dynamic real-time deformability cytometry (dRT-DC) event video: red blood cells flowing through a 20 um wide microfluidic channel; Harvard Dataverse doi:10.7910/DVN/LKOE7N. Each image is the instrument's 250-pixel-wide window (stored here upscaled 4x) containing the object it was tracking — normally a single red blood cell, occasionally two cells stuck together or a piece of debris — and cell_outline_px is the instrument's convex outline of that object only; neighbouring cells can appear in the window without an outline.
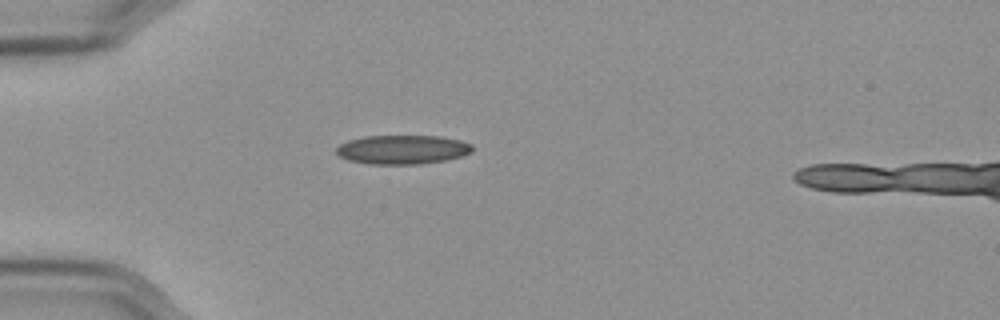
{"species": "Egyptian fruit bat (a non-hibernating species)", "species_latin": "Rousettus aegyptiacus", "temperature_condition": "cold", "stored_images_in_passage": 42, "camera_frame_rate_fps": 3000, "um_per_image_px": 0.085, "frame": {"image": 1, "passage_image": 1, "time_ms": 0.0, "image_size_px": [1000, 320], "cell_outline_px": [[472, 152], [448, 160], [420, 164], [368, 164], [348, 160], [340, 156], [336, 152], [336, 148], [340, 144], [348, 140], [364, 136], [440, 136], [460, 140], [472, 144]], "centroid_in_image_um": [34.21, 12.71], "position_along_channel_um": 50.8, "area_um2": 23.12}}
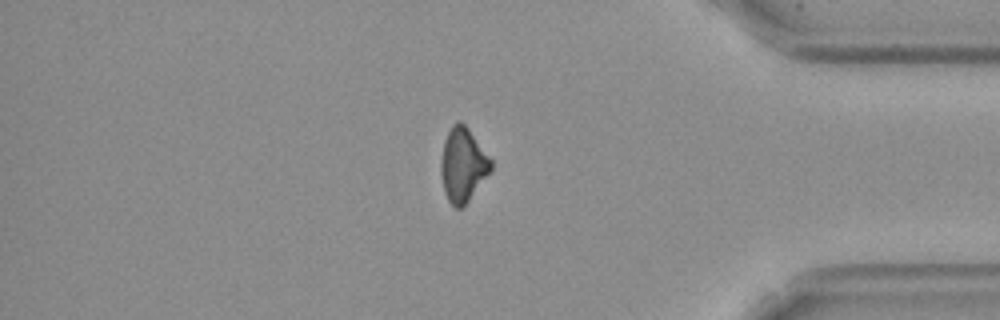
{"frame": {"image": 2, "passage_image": 33, "time_ms": 10.667, "image_size_px": [1000, 320], "cell_outline_px": [[492, 168], [468, 200], [460, 208], [456, 208], [448, 200], [444, 192], [440, 172], [440, 160], [444, 140], [452, 124], [460, 120], [468, 128], [492, 160]], "centroid_in_image_um": [39.31, 13.98], "position_along_channel_um": 395.9, "area_um2": 21.27}}
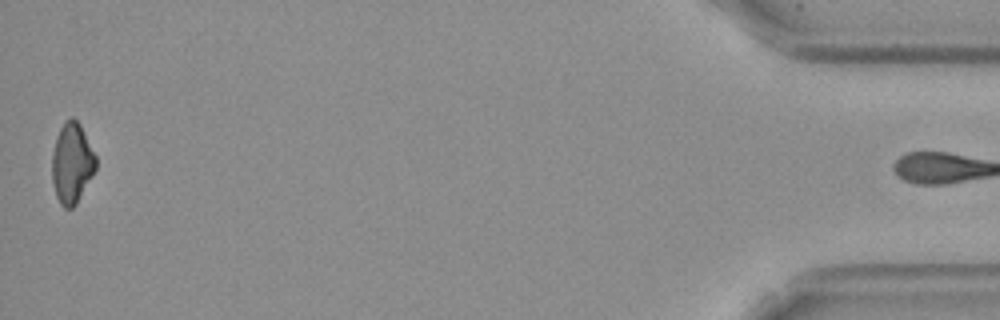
{"frame": {"image": 3, "passage_image": 41, "time_ms": 13.333, "image_size_px": [1000, 320], "cell_outline_px": [[96, 168], [92, 176], [76, 204], [72, 208], [64, 208], [60, 204], [56, 196], [52, 180], [52, 156], [56, 136], [64, 120], [72, 116], [80, 124], [96, 156]], "centroid_in_image_um": [6.1, 13.86], "position_along_channel_um": 429.1, "area_um2": 20.52}}